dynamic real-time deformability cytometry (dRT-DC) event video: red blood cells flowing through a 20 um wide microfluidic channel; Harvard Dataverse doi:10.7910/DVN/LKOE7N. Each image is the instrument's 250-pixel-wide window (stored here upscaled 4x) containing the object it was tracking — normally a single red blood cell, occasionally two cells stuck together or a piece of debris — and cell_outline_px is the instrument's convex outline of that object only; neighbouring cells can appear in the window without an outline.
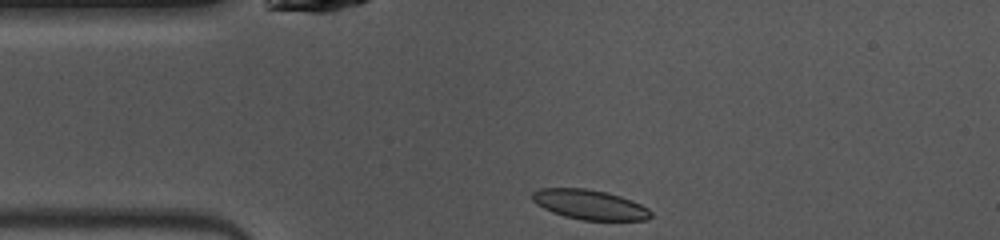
{"species": "common noctule bat (a hibernating species)", "species_latin": "Nyctalus noctula", "temperature_condition": "warm", "stored_images_in_passage": 40, "camera_frame_rate_fps": 3000, "um_per_image_px": 0.085, "animal": {"sex": "female", "body_mass_g": 10.0, "forearm_length_mm": 53.1}, "frame": {"image": 1, "passage_image": 1, "time_ms": 0.0, "image_size_px": [1000, 240], "cell_outline_px": [[652, 216], [648, 220], [584, 220], [564, 216], [552, 212], [536, 204], [532, 200], [532, 192], [540, 188], [584, 188], [608, 192], [632, 200], [648, 208], [652, 212]], "centroid_in_image_um": [50.13, 17.39], "position_along_channel_um": 34.9, "area_um2": 20.63}}
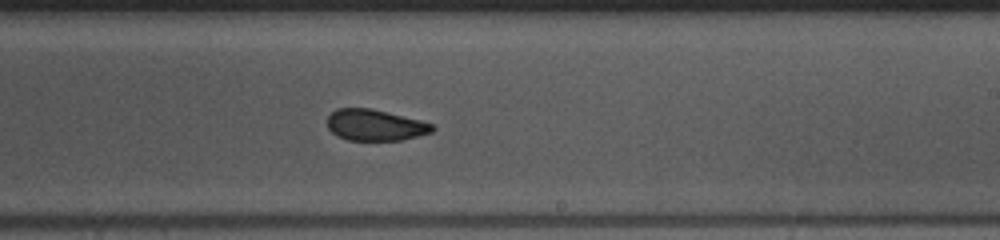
{"frame": {"image": 2, "passage_image": 19, "time_ms": 6.0, "image_size_px": [1000, 240], "cell_outline_px": [[436, 128], [432, 132], [400, 140], [348, 140], [336, 136], [328, 128], [328, 116], [336, 108], [372, 108], [420, 120], [432, 124]], "centroid_in_image_um": [31.87, 10.63], "position_along_channel_um": 257.1, "area_um2": 19.07}}
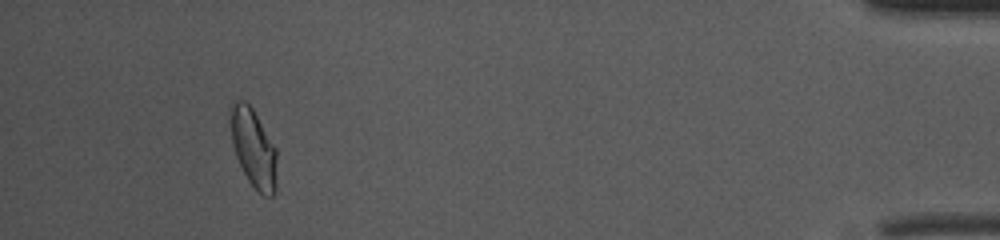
{"frame": {"image": 3, "passage_image": 36, "time_ms": 11.667, "image_size_px": [1000, 240], "cell_outline_px": [[276, 188], [272, 196], [264, 196], [248, 180], [236, 156], [232, 144], [228, 112], [228, 108], [232, 100], [244, 100], [252, 108], [276, 148]], "centroid_in_image_um": [21.5, 12.52], "position_along_channel_um": 413.7, "area_um2": 21.33}, "authors_computed_cell_mechanics": {"area_um2": 20.5768, "velocity_mm_per_s": 4.0511, "shape_relaxation_time_tau1_ms": 6.9461, "shape_relaxation_time_tau2_ms": 1.5272, "deformation_change_tau1": 0.1633, "deformation_change_tau2": 0.0573}}